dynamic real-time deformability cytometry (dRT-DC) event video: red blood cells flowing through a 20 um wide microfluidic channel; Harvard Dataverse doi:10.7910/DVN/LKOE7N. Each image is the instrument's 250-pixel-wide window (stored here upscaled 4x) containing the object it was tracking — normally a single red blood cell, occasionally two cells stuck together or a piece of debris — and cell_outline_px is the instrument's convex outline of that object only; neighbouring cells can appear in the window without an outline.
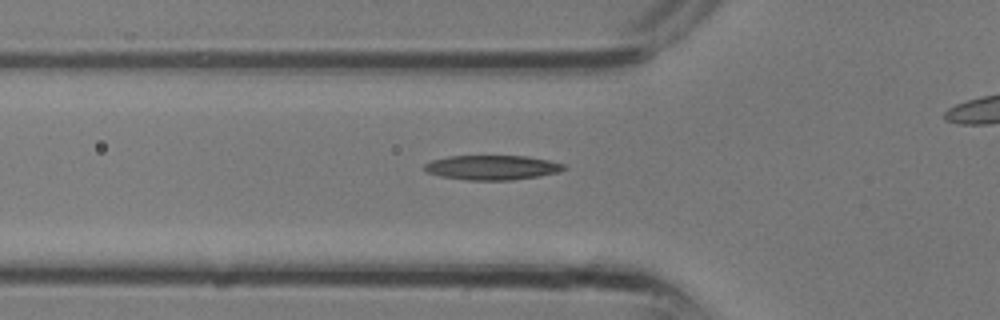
{"species": "common noctule bat (a hibernating species)", "species_latin": "Nyctalus noctula", "temperature_condition": "room temperature", "stored_images_in_passage": 16, "camera_frame_rate_fps": 3000, "um_per_image_px": 0.085, "animal": {"sex": "male", "body_mass_g": 13.3}, "frame": {"image": 1, "passage_image": 10, "time_ms": 3.0, "image_size_px": [1000, 320], "cell_outline_px": [[568, 168], [556, 172], [540, 176], [512, 180], [468, 180], [440, 176], [428, 172], [424, 168], [424, 164], [432, 160], [448, 156], [528, 156], [568, 164]], "centroid_in_image_um": [41.88, 14.23], "position_along_channel_um": 83.9, "area_um2": 20.06}}
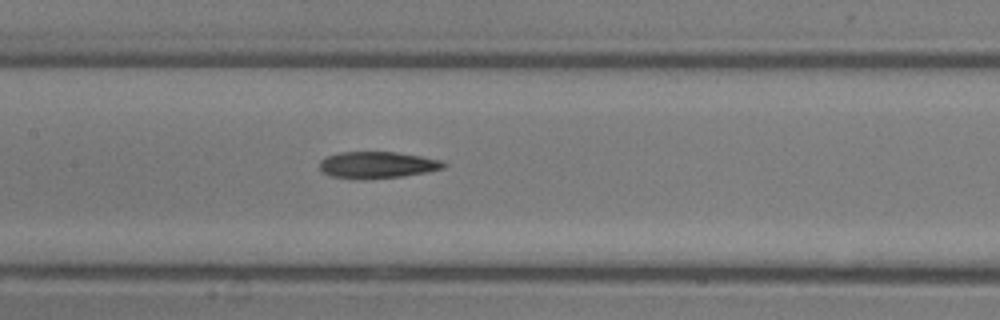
{"frame": {"image": 2, "passage_image": 14, "time_ms": 4.333, "image_size_px": [1000, 320], "cell_outline_px": [[448, 164], [444, 168], [424, 172], [400, 176], [364, 180], [332, 176], [324, 172], [320, 168], [320, 160], [324, 156], [340, 152], [396, 152], [444, 160]], "centroid_in_image_um": [32.07, 14.01], "position_along_channel_um": 175.3, "area_um2": 19.31}}
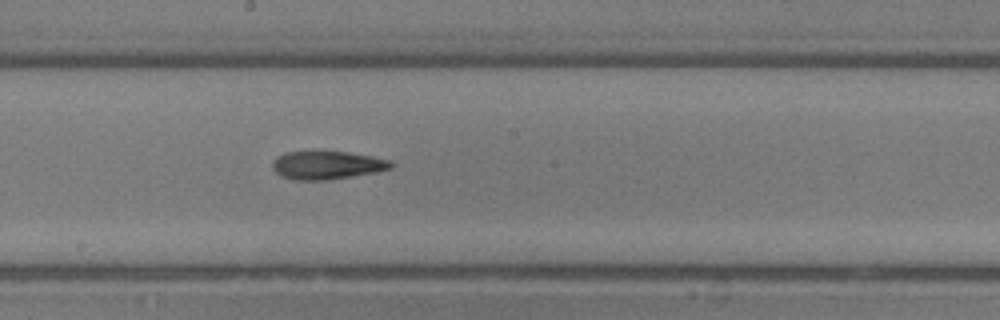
{"frame": {"image": 3, "passage_image": 16, "time_ms": 5.0, "image_size_px": [1000, 320], "cell_outline_px": [[396, 164], [392, 168], [376, 172], [328, 180], [292, 180], [280, 176], [272, 168], [272, 160], [276, 156], [284, 152], [348, 152], [372, 156], [392, 160]], "centroid_in_image_um": [27.8, 14.04], "position_along_channel_um": 220.4, "area_um2": 19.71}}